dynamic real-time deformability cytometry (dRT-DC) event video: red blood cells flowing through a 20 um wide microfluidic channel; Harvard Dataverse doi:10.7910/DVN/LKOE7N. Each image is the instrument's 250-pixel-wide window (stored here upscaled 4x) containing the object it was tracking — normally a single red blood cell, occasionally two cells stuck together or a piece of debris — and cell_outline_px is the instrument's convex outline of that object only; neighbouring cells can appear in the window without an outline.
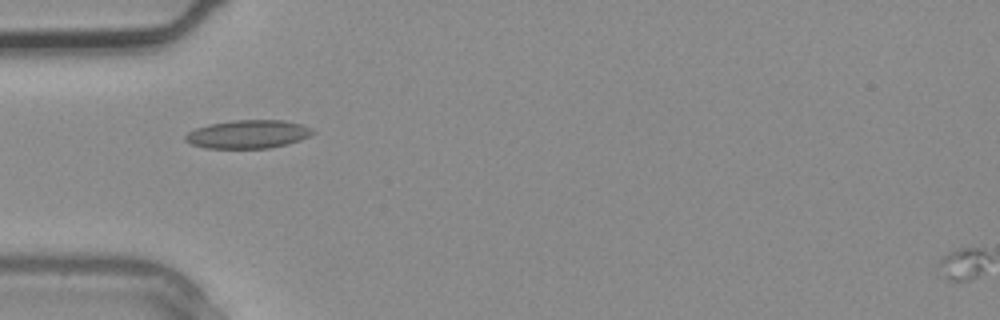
{"species": "common noctule bat (a hibernating species)", "species_latin": "Nyctalus noctula", "temperature_condition": "warm", "stored_images_in_passage": 1, "camera_frame_rate_fps": 3000, "um_per_image_px": 0.085, "animal": {"sex": "male", "body_mass_g": 20.4}, "frame": {"image": 1, "passage_image": 1, "time_ms": 0.0, "image_size_px": [1000, 320], "cell_outline_px": [[316, 132], [300, 140], [288, 144], [268, 148], [204, 148], [192, 144], [184, 140], [184, 136], [188, 132], [196, 128], [208, 124], [236, 120], [284, 120], [300, 124], [312, 128]], "centroid_in_image_um": [21.08, 11.41], "position_along_channel_um": 63.9, "area_um2": 21.04}}